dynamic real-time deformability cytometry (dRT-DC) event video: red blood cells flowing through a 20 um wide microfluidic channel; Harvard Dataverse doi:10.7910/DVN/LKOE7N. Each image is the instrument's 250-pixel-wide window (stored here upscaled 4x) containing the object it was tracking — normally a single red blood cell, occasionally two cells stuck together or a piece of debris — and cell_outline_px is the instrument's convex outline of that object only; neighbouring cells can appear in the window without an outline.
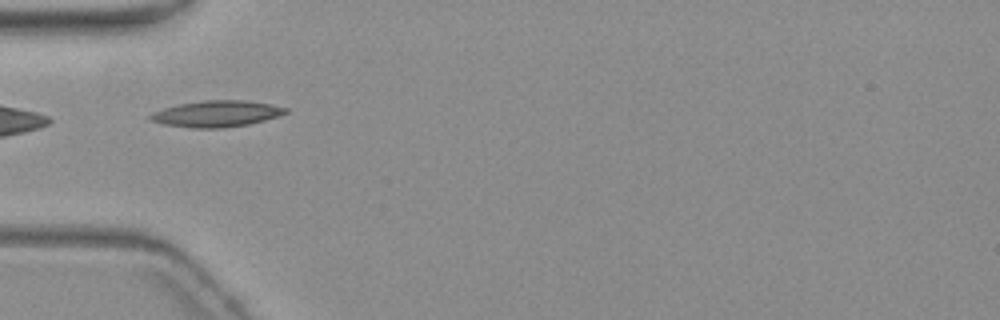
{"species": "common noctule bat (a hibernating species)", "species_latin": "Nyctalus noctula", "temperature_condition": "warm", "stored_images_in_passage": 4, "camera_frame_rate_fps": 3000, "um_per_image_px": 0.085, "animal": {"sex": "female", "body_mass_g": 19.3, "forearm_length_mm": 54.1}, "frame": {"image": 1, "passage_image": 1, "time_ms": 0.0, "image_size_px": [1000, 320], "cell_outline_px": [[288, 112], [280, 116], [248, 124], [224, 128], [192, 128], [164, 124], [152, 120], [148, 116], [152, 112], [164, 108], [180, 104], [204, 100], [244, 100], [268, 104], [288, 108]], "centroid_in_image_um": [18.42, 9.67], "position_along_channel_um": 66.6, "area_um2": 20.58}}
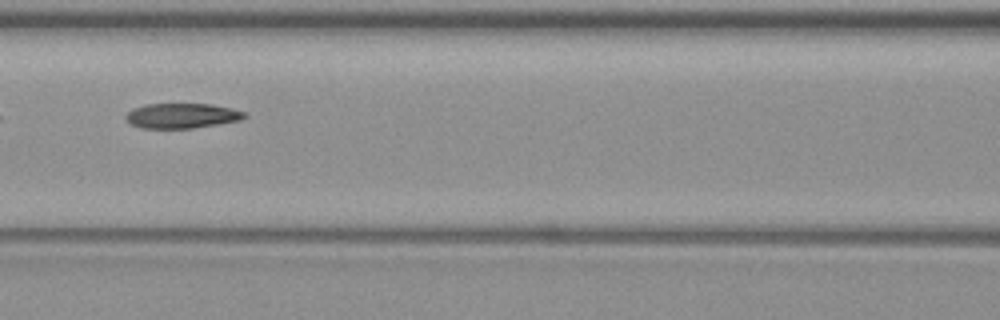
{"frame": {"image": 2, "passage_image": 3, "time_ms": 2.333, "image_size_px": [1000, 320], "cell_outline_px": [[248, 116], [240, 120], [192, 128], [140, 128], [132, 124], [124, 116], [132, 108], [148, 104], [212, 104], [232, 108], [244, 112]], "centroid_in_image_um": [15.46, 9.83], "position_along_channel_um": 151.1, "area_um2": 17.17}}
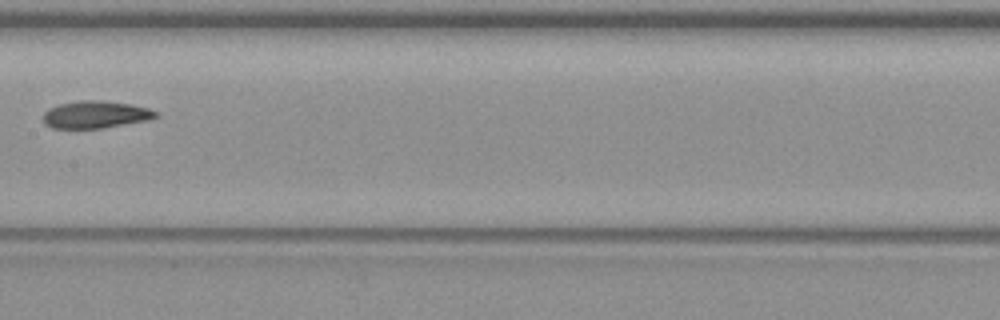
{"frame": {"image": 3, "passage_image": 4, "time_ms": 3.667, "image_size_px": [1000, 320], "cell_outline_px": [[156, 116], [148, 120], [100, 128], [52, 128], [44, 124], [44, 112], [48, 108], [60, 104], [80, 100], [100, 100], [132, 104], [148, 108], [156, 112]], "centroid_in_image_um": [8.08, 9.73], "position_along_channel_um": 199.3, "area_um2": 17.74}}